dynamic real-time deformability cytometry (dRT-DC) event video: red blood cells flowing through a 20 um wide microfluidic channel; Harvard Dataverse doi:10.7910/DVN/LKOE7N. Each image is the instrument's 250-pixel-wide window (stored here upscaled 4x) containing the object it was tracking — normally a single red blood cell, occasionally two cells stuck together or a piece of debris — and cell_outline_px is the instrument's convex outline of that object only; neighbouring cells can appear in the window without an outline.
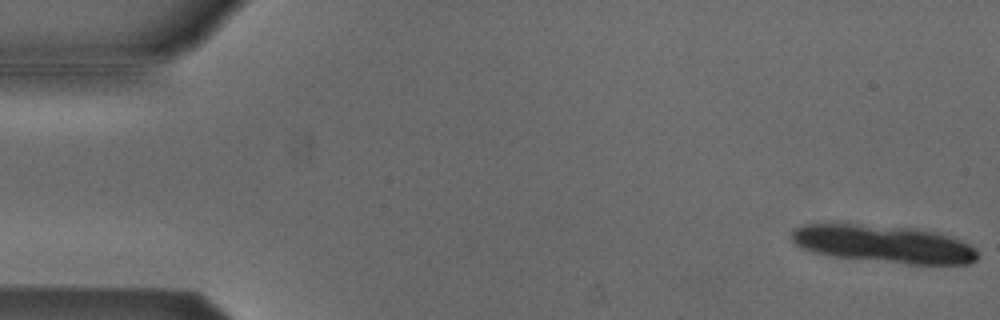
{"species": "Egyptian fruit bat (a non-hibernating species)", "species_latin": "Rousettus aegyptiacus", "temperature_condition": "cold", "stored_images_in_passage": 12, "camera_frame_rate_fps": 3000, "um_per_image_px": 0.085, "animal": {"sex": "male"}, "frame": {"image": 1, "passage_image": 1, "time_ms": 0.0, "image_size_px": [1000, 320], "cell_outline_px": [[980, 256], [976, 260], [968, 264], [912, 264], [832, 256], [812, 252], [800, 248], [792, 244], [788, 236], [792, 228], [804, 224], [856, 224], [908, 228], [932, 232], [948, 236], [960, 240], [976, 248]], "centroid_in_image_um": [75.03, 20.74], "position_along_channel_um": 10.0, "area_um2": 40.81}}